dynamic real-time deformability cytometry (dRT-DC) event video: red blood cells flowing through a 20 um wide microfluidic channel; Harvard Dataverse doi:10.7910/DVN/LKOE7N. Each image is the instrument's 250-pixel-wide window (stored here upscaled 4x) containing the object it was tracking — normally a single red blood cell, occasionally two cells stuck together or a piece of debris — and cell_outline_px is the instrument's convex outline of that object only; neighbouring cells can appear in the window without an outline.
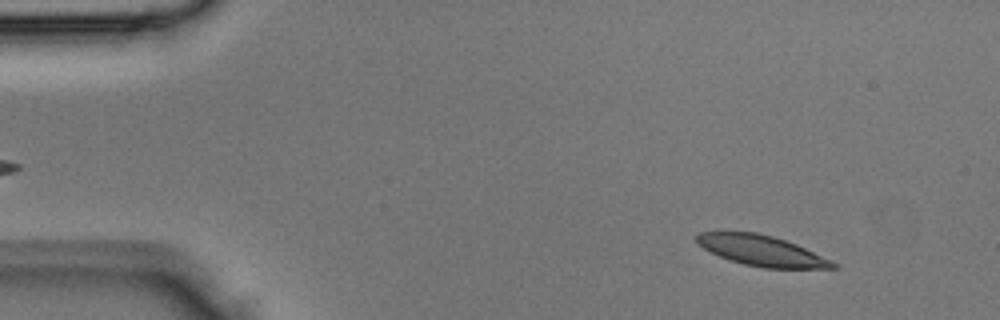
{"species": "Egyptian fruit bat (a non-hibernating species)", "species_latin": "Rousettus aegyptiacus", "temperature_condition": "room temperature", "stored_images_in_passage": 3, "camera_frame_rate_fps": 3000, "um_per_image_px": 0.085, "animal": {"sex": "male"}, "frame": {"image": 1, "passage_image": 1, "time_ms": 0.0, "image_size_px": [1000, 320], "cell_outline_px": [[840, 268], [764, 268], [744, 264], [720, 256], [704, 248], [696, 240], [696, 236], [700, 232], [724, 228], [756, 232], [772, 236], [796, 244], [832, 260], [840, 264]], "centroid_in_image_um": [64.71, 21.26], "position_along_channel_um": 20.3, "area_um2": 24.74}}
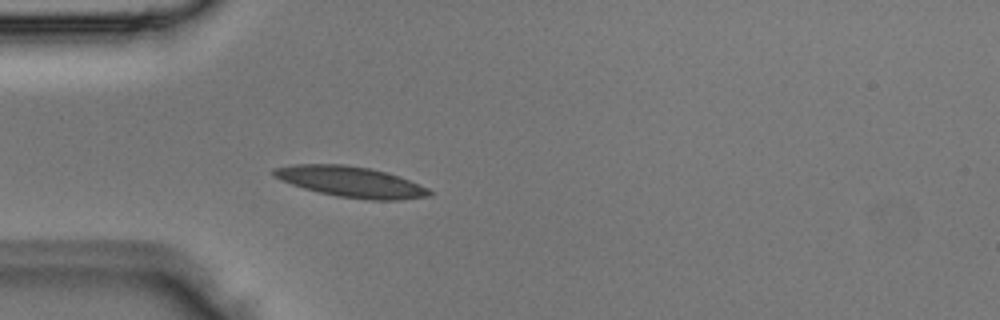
{"frame": {"image": 2, "passage_image": 3, "time_ms": 0.667, "image_size_px": [1000, 320], "cell_outline_px": [[432, 192], [428, 196], [400, 200], [368, 200], [336, 196], [304, 188], [280, 180], [272, 176], [272, 168], [296, 164], [344, 164], [372, 168], [400, 176], [428, 188]], "centroid_in_image_um": [29.81, 15.44], "position_along_channel_um": 55.2, "area_um2": 27.92}}